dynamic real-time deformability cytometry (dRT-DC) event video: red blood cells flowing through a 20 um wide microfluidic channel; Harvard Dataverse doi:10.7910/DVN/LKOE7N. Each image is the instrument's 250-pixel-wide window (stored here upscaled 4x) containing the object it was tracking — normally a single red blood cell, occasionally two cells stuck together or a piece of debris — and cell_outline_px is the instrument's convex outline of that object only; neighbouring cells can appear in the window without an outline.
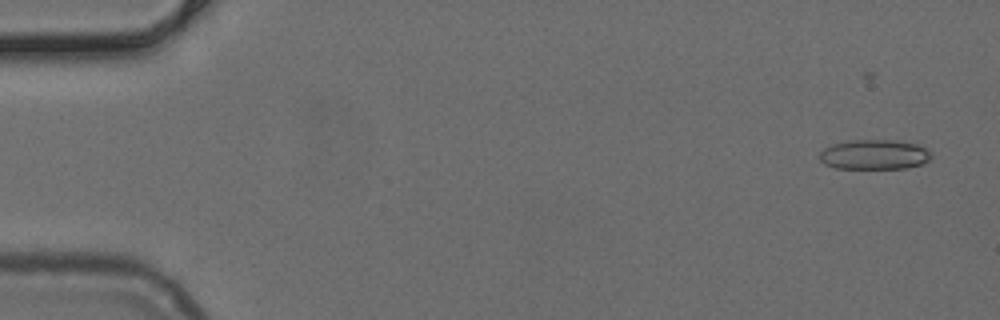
{"species": "common noctule bat (a hibernating species)", "species_latin": "Nyctalus noctula", "temperature_condition": "cold", "stored_images_in_passage": 50, "camera_frame_rate_fps": 3000, "um_per_image_px": 0.085, "animal": {"sex": "female", "body_mass_g": 24.6, "forearm_length_mm": 56.2}, "frame": {"image": 1, "passage_image": 2, "time_ms": 0.333, "image_size_px": [1000, 320], "cell_outline_px": [[932, 156], [928, 160], [920, 164], [904, 168], [836, 168], [824, 164], [820, 160], [820, 152], [824, 148], [832, 144], [848, 140], [896, 140], [916, 144], [924, 148]], "centroid_in_image_um": [74.27, 13.13], "position_along_channel_um": 10.7, "area_um2": 19.25}}
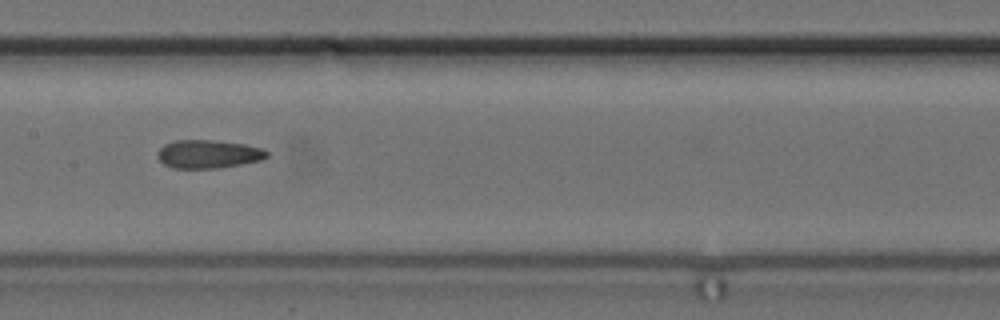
{"frame": {"image": 2, "passage_image": 25, "time_ms": 8.0, "image_size_px": [1000, 320], "cell_outline_px": [[268, 156], [260, 160], [220, 168], [172, 168], [164, 164], [156, 156], [156, 152], [164, 144], [176, 140], [212, 140], [244, 144], [260, 148], [268, 152]], "centroid_in_image_um": [17.66, 13.09], "position_along_channel_um": 189.7, "area_um2": 17.98}}
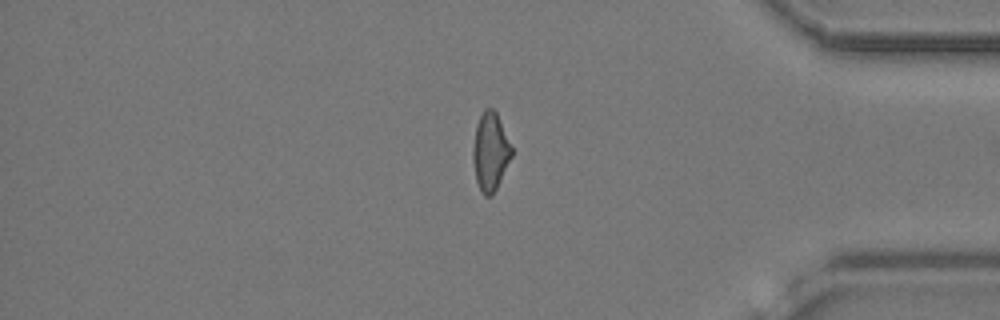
{"frame": {"image": 3, "passage_image": 42, "time_ms": 13.667, "image_size_px": [1000, 320], "cell_outline_px": [[512, 156], [492, 196], [484, 196], [476, 180], [472, 160], [472, 148], [476, 124], [484, 108], [492, 108], [496, 112], [512, 148]], "centroid_in_image_um": [41.65, 12.88], "position_along_channel_um": 393.5, "area_um2": 17.46}}